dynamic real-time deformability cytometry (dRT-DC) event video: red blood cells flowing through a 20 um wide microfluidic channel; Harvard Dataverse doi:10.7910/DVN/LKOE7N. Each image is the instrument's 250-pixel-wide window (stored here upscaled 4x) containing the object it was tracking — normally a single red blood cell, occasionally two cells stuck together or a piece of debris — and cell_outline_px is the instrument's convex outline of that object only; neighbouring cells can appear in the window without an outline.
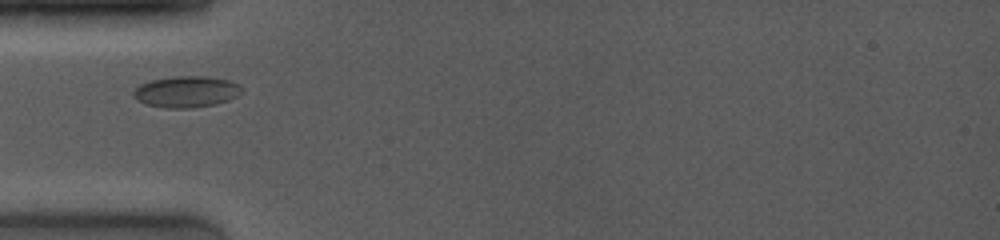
{"species": "common noctule bat (a hibernating species)", "species_latin": "Nyctalus noctula", "temperature_condition": "room temperature", "stored_images_in_passage": 5, "camera_frame_rate_fps": 4000, "um_per_image_px": 0.085, "animal": {"sex": "female", "body_mass_g": 19.0, "forearm_length_mm": 53.3}, "frame": {"image": 1, "passage_image": 1, "time_ms": 0.0, "image_size_px": [1000, 240], "cell_outline_px": [[244, 92], [228, 100], [216, 104], [192, 108], [164, 108], [144, 104], [136, 100], [132, 96], [132, 92], [140, 84], [152, 80], [176, 76], [204, 76], [228, 80], [240, 84], [244, 88]], "centroid_in_image_um": [15.84, 7.8], "position_along_channel_um": 69.2, "area_um2": 20.0}}
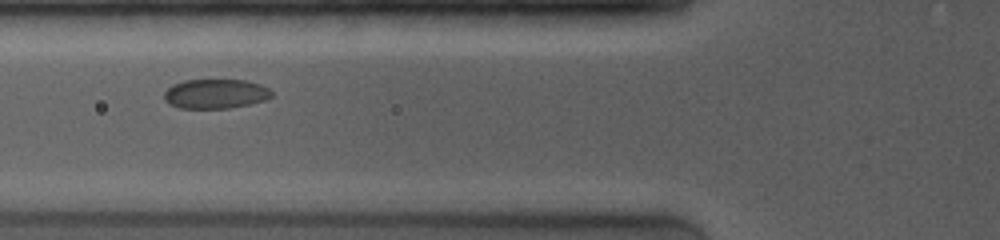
{"frame": {"image": 2, "passage_image": 2, "time_ms": 1.0, "image_size_px": [1000, 240], "cell_outline_px": [[272, 96], [264, 100], [248, 104], [228, 108], [180, 108], [168, 104], [164, 100], [164, 92], [172, 84], [184, 80], [244, 80], [260, 84], [268, 88], [272, 92]], "centroid_in_image_um": [18.28, 7.97], "position_along_channel_um": 107.5, "area_um2": 18.44}}